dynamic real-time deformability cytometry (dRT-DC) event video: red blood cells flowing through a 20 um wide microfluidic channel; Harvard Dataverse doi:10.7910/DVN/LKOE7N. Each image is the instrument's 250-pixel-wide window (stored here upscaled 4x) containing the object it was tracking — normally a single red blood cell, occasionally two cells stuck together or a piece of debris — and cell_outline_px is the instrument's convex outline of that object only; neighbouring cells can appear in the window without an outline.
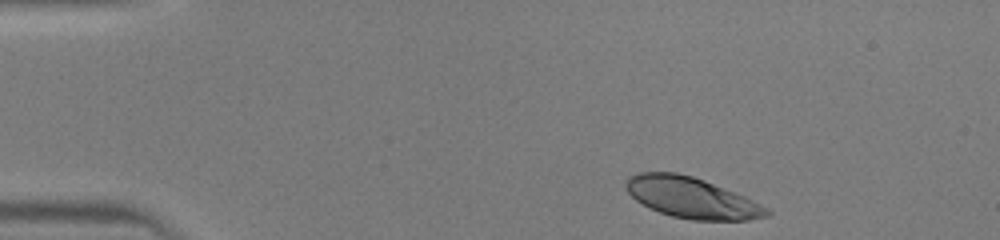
{"species": "human", "species_latin": "Homo sapiens", "temperature_condition": "warm", "stored_images_in_passage": 39, "camera_frame_rate_fps": 3000, "um_per_image_px": 0.085, "donor": {"sex": "male"}, "frame": {"image": 1, "passage_image": 1, "time_ms": 0.0, "image_size_px": [1000, 240], "cell_outline_px": [[772, 212], [768, 216], [748, 220], [692, 220], [672, 216], [648, 208], [636, 200], [628, 192], [624, 184], [624, 180], [628, 176], [636, 172], [676, 172], [692, 176], [704, 180], [736, 192], [768, 208]], "centroid_in_image_um": [58.76, 16.8], "position_along_channel_um": 26.2, "area_um2": 33.64}}
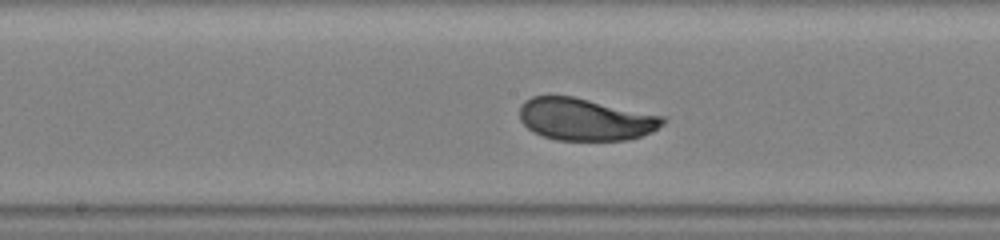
{"frame": {"image": 2, "passage_image": 18, "time_ms": 5.667, "image_size_px": [1000, 240], "cell_outline_px": [[668, 120], [664, 124], [652, 132], [628, 140], [556, 140], [532, 132], [520, 120], [520, 104], [524, 100], [532, 96], [572, 96], [664, 116]], "centroid_in_image_um": [49.76, 10.14], "position_along_channel_um": 198.4, "area_um2": 35.32}}
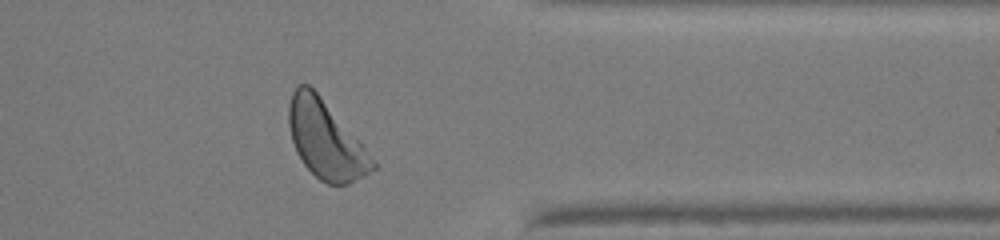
{"frame": {"image": 3, "passage_image": 31, "time_ms": 10.0, "image_size_px": [1000, 240], "cell_outline_px": [[376, 168], [364, 176], [348, 184], [328, 184], [320, 180], [304, 164], [296, 152], [292, 140], [288, 124], [288, 104], [292, 92], [296, 84], [308, 84], [316, 92], [364, 144], [376, 164]], "centroid_in_image_um": [27.68, 11.87], "position_along_channel_um": 383.7, "area_um2": 37.86}}